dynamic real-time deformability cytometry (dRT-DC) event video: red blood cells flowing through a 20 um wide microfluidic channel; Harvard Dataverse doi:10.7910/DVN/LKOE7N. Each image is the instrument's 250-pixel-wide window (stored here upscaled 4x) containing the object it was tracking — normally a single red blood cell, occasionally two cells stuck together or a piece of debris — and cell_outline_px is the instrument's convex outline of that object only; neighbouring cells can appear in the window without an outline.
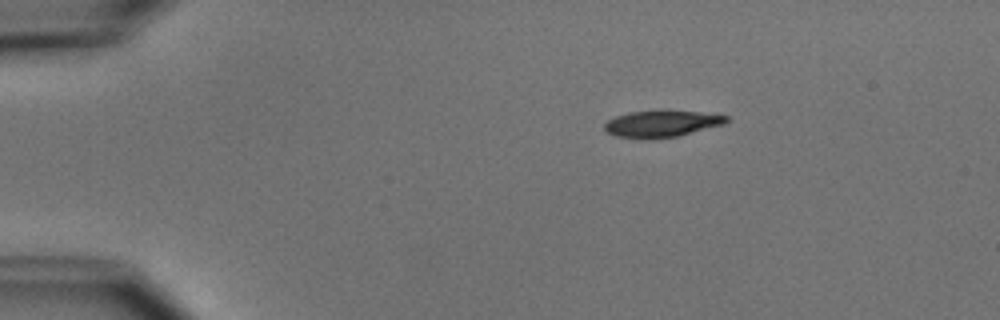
{"species": "common noctule bat (a hibernating species)", "species_latin": "Nyctalus noctula", "temperature_condition": "cold", "stored_images_in_passage": 40, "camera_frame_rate_fps": 3000, "um_per_image_px": 0.085, "animal": {"sex": "male", "body_mass_g": 15.6}, "frame": {"image": 1, "passage_image": 1, "time_ms": 0.0, "image_size_px": [1000, 320], "cell_outline_px": [[728, 120], [724, 124], [680, 136], [616, 136], [608, 132], [604, 128], [604, 124], [608, 120], [616, 116], [628, 112], [660, 108], [664, 108], [700, 112], [728, 116]], "centroid_in_image_um": [56.29, 10.43], "position_along_channel_um": 28.7, "area_um2": 18.79}}
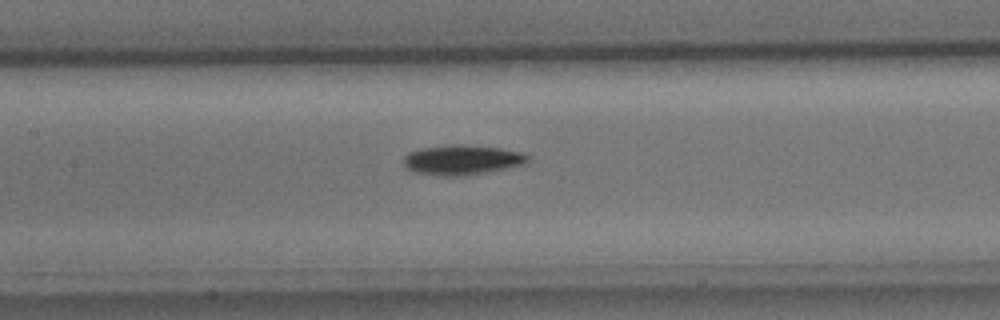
{"frame": {"image": 2, "passage_image": 17, "time_ms": 5.333, "image_size_px": [1000, 320], "cell_outline_px": [[528, 160], [524, 164], [464, 176], [440, 176], [416, 172], [408, 168], [404, 164], [404, 156], [408, 152], [420, 148], [452, 144], [464, 144], [500, 148], [524, 152], [528, 156]], "centroid_in_image_um": [39.26, 13.57], "position_along_channel_um": 168.1, "area_um2": 21.56}}
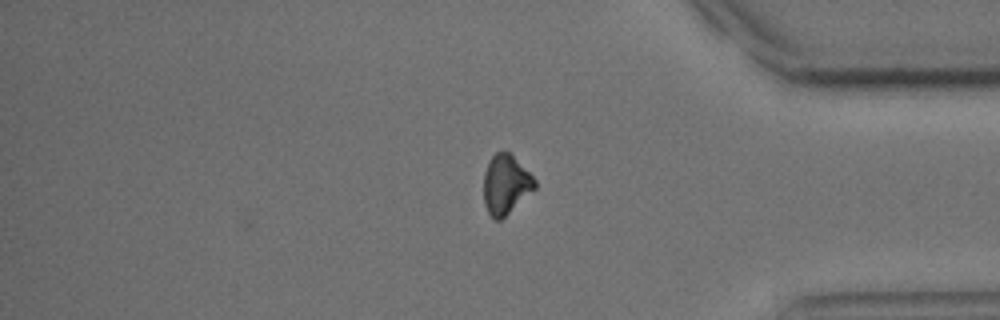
{"frame": {"image": 3, "passage_image": 36, "time_ms": 11.667, "image_size_px": [1000, 320], "cell_outline_px": [[536, 188], [500, 220], [496, 220], [488, 212], [484, 204], [484, 172], [488, 160], [496, 152], [508, 152], [536, 180]], "centroid_in_image_um": [42.97, 15.68], "position_along_channel_um": 392.2, "area_um2": 17.34}, "authors_computed_cell_mechanics": {"area_um2": 19.9988, "velocity_mm_per_s": 3.8196, "shape_relaxation_time_tau1_ms": 2.0085, "shape_relaxation_time_tau2_ms": null, "deformation_change_tau1": 0.1207, "deformation_change_tau2": null}}